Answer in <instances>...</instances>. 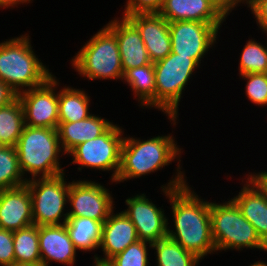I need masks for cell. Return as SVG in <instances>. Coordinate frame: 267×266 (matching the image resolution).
Here are the masks:
<instances>
[{"label": "cell", "instance_id": "obj_13", "mask_svg": "<svg viewBox=\"0 0 267 266\" xmlns=\"http://www.w3.org/2000/svg\"><path fill=\"white\" fill-rule=\"evenodd\" d=\"M145 193H138L125 200V215L134 224L139 240L154 243L167 237L169 217L164 208L158 207Z\"/></svg>", "mask_w": 267, "mask_h": 266}, {"label": "cell", "instance_id": "obj_12", "mask_svg": "<svg viewBox=\"0 0 267 266\" xmlns=\"http://www.w3.org/2000/svg\"><path fill=\"white\" fill-rule=\"evenodd\" d=\"M58 79L51 76L44 84L18 94L26 126L57 129Z\"/></svg>", "mask_w": 267, "mask_h": 266}, {"label": "cell", "instance_id": "obj_10", "mask_svg": "<svg viewBox=\"0 0 267 266\" xmlns=\"http://www.w3.org/2000/svg\"><path fill=\"white\" fill-rule=\"evenodd\" d=\"M220 31L210 23L190 20L169 22L171 52L190 57L201 66L202 59L211 48L216 47Z\"/></svg>", "mask_w": 267, "mask_h": 266}, {"label": "cell", "instance_id": "obj_23", "mask_svg": "<svg viewBox=\"0 0 267 266\" xmlns=\"http://www.w3.org/2000/svg\"><path fill=\"white\" fill-rule=\"evenodd\" d=\"M122 82L130 87L135 100L138 101V106L142 109L155 108L154 62L126 70Z\"/></svg>", "mask_w": 267, "mask_h": 266}, {"label": "cell", "instance_id": "obj_21", "mask_svg": "<svg viewBox=\"0 0 267 266\" xmlns=\"http://www.w3.org/2000/svg\"><path fill=\"white\" fill-rule=\"evenodd\" d=\"M111 121L92 114L76 122H59L57 132L63 152L68 155L77 145L100 136L114 123Z\"/></svg>", "mask_w": 267, "mask_h": 266}, {"label": "cell", "instance_id": "obj_3", "mask_svg": "<svg viewBox=\"0 0 267 266\" xmlns=\"http://www.w3.org/2000/svg\"><path fill=\"white\" fill-rule=\"evenodd\" d=\"M28 33L0 42V81L17 95L44 84L54 74L38 58Z\"/></svg>", "mask_w": 267, "mask_h": 266}, {"label": "cell", "instance_id": "obj_35", "mask_svg": "<svg viewBox=\"0 0 267 266\" xmlns=\"http://www.w3.org/2000/svg\"><path fill=\"white\" fill-rule=\"evenodd\" d=\"M216 7L226 16L228 17L232 10H236L237 7L247 5V8L250 6V0H211ZM242 3V4H241ZM241 4V5H240Z\"/></svg>", "mask_w": 267, "mask_h": 266}, {"label": "cell", "instance_id": "obj_36", "mask_svg": "<svg viewBox=\"0 0 267 266\" xmlns=\"http://www.w3.org/2000/svg\"><path fill=\"white\" fill-rule=\"evenodd\" d=\"M16 97L17 94L8 85L0 81V107L9 104Z\"/></svg>", "mask_w": 267, "mask_h": 266}, {"label": "cell", "instance_id": "obj_31", "mask_svg": "<svg viewBox=\"0 0 267 266\" xmlns=\"http://www.w3.org/2000/svg\"><path fill=\"white\" fill-rule=\"evenodd\" d=\"M239 77L246 82L244 93L248 101L256 104V107H267V73H248Z\"/></svg>", "mask_w": 267, "mask_h": 266}, {"label": "cell", "instance_id": "obj_37", "mask_svg": "<svg viewBox=\"0 0 267 266\" xmlns=\"http://www.w3.org/2000/svg\"><path fill=\"white\" fill-rule=\"evenodd\" d=\"M33 0H0V9H14L19 8V5H25L29 3H33Z\"/></svg>", "mask_w": 267, "mask_h": 266}, {"label": "cell", "instance_id": "obj_15", "mask_svg": "<svg viewBox=\"0 0 267 266\" xmlns=\"http://www.w3.org/2000/svg\"><path fill=\"white\" fill-rule=\"evenodd\" d=\"M110 213L102 224L101 242L98 249L102 255L94 254V260L108 262L124 251L130 244L139 240L136 228L123 211Z\"/></svg>", "mask_w": 267, "mask_h": 266}, {"label": "cell", "instance_id": "obj_29", "mask_svg": "<svg viewBox=\"0 0 267 266\" xmlns=\"http://www.w3.org/2000/svg\"><path fill=\"white\" fill-rule=\"evenodd\" d=\"M267 38V35H266ZM267 39L265 45L252 38L246 44L239 55V75L248 73H267Z\"/></svg>", "mask_w": 267, "mask_h": 266}, {"label": "cell", "instance_id": "obj_9", "mask_svg": "<svg viewBox=\"0 0 267 266\" xmlns=\"http://www.w3.org/2000/svg\"><path fill=\"white\" fill-rule=\"evenodd\" d=\"M66 173L53 177L34 178L26 182L32 200L33 224L60 225L68 219L70 181ZM67 206V207H66ZM67 208V209H66Z\"/></svg>", "mask_w": 267, "mask_h": 266}, {"label": "cell", "instance_id": "obj_32", "mask_svg": "<svg viewBox=\"0 0 267 266\" xmlns=\"http://www.w3.org/2000/svg\"><path fill=\"white\" fill-rule=\"evenodd\" d=\"M164 0H126L122 16L136 13H158Z\"/></svg>", "mask_w": 267, "mask_h": 266}, {"label": "cell", "instance_id": "obj_8", "mask_svg": "<svg viewBox=\"0 0 267 266\" xmlns=\"http://www.w3.org/2000/svg\"><path fill=\"white\" fill-rule=\"evenodd\" d=\"M124 128L113 123L103 134L95 139L77 145L67 156L72 157L70 164H77V170L110 171L111 184L115 183L121 164V148ZM80 166V167H79Z\"/></svg>", "mask_w": 267, "mask_h": 266}, {"label": "cell", "instance_id": "obj_34", "mask_svg": "<svg viewBox=\"0 0 267 266\" xmlns=\"http://www.w3.org/2000/svg\"><path fill=\"white\" fill-rule=\"evenodd\" d=\"M249 9L256 21L258 30L267 35V0H250Z\"/></svg>", "mask_w": 267, "mask_h": 266}, {"label": "cell", "instance_id": "obj_7", "mask_svg": "<svg viewBox=\"0 0 267 266\" xmlns=\"http://www.w3.org/2000/svg\"><path fill=\"white\" fill-rule=\"evenodd\" d=\"M70 62L82 79L122 81L124 71L118 42L105 25L81 46Z\"/></svg>", "mask_w": 267, "mask_h": 266}, {"label": "cell", "instance_id": "obj_5", "mask_svg": "<svg viewBox=\"0 0 267 266\" xmlns=\"http://www.w3.org/2000/svg\"><path fill=\"white\" fill-rule=\"evenodd\" d=\"M198 68L201 67L194 59L172 52L154 62L155 109L163 112L172 126L178 124L179 105L183 92Z\"/></svg>", "mask_w": 267, "mask_h": 266}, {"label": "cell", "instance_id": "obj_33", "mask_svg": "<svg viewBox=\"0 0 267 266\" xmlns=\"http://www.w3.org/2000/svg\"><path fill=\"white\" fill-rule=\"evenodd\" d=\"M15 263L13 231L0 228V266Z\"/></svg>", "mask_w": 267, "mask_h": 266}, {"label": "cell", "instance_id": "obj_16", "mask_svg": "<svg viewBox=\"0 0 267 266\" xmlns=\"http://www.w3.org/2000/svg\"><path fill=\"white\" fill-rule=\"evenodd\" d=\"M241 179V190L231 199L267 245V192L250 174Z\"/></svg>", "mask_w": 267, "mask_h": 266}, {"label": "cell", "instance_id": "obj_4", "mask_svg": "<svg viewBox=\"0 0 267 266\" xmlns=\"http://www.w3.org/2000/svg\"><path fill=\"white\" fill-rule=\"evenodd\" d=\"M15 148L27 181L67 172L60 164V157L66 155L61 148L57 129L25 125Z\"/></svg>", "mask_w": 267, "mask_h": 266}, {"label": "cell", "instance_id": "obj_41", "mask_svg": "<svg viewBox=\"0 0 267 266\" xmlns=\"http://www.w3.org/2000/svg\"><path fill=\"white\" fill-rule=\"evenodd\" d=\"M11 266H44L42 263H38V264H18V263H14Z\"/></svg>", "mask_w": 267, "mask_h": 266}, {"label": "cell", "instance_id": "obj_39", "mask_svg": "<svg viewBox=\"0 0 267 266\" xmlns=\"http://www.w3.org/2000/svg\"><path fill=\"white\" fill-rule=\"evenodd\" d=\"M92 266H111L108 262H100L93 259Z\"/></svg>", "mask_w": 267, "mask_h": 266}, {"label": "cell", "instance_id": "obj_11", "mask_svg": "<svg viewBox=\"0 0 267 266\" xmlns=\"http://www.w3.org/2000/svg\"><path fill=\"white\" fill-rule=\"evenodd\" d=\"M112 191L87 179L72 180L68 193V217H86L103 222L116 209Z\"/></svg>", "mask_w": 267, "mask_h": 266}, {"label": "cell", "instance_id": "obj_24", "mask_svg": "<svg viewBox=\"0 0 267 266\" xmlns=\"http://www.w3.org/2000/svg\"><path fill=\"white\" fill-rule=\"evenodd\" d=\"M70 239L78 251L95 252L99 250L102 223L92 218L68 217L64 223Z\"/></svg>", "mask_w": 267, "mask_h": 266}, {"label": "cell", "instance_id": "obj_28", "mask_svg": "<svg viewBox=\"0 0 267 266\" xmlns=\"http://www.w3.org/2000/svg\"><path fill=\"white\" fill-rule=\"evenodd\" d=\"M25 179L13 146H0V191L25 185Z\"/></svg>", "mask_w": 267, "mask_h": 266}, {"label": "cell", "instance_id": "obj_38", "mask_svg": "<svg viewBox=\"0 0 267 266\" xmlns=\"http://www.w3.org/2000/svg\"><path fill=\"white\" fill-rule=\"evenodd\" d=\"M249 174L261 185V187L267 192V172H249Z\"/></svg>", "mask_w": 267, "mask_h": 266}, {"label": "cell", "instance_id": "obj_30", "mask_svg": "<svg viewBox=\"0 0 267 266\" xmlns=\"http://www.w3.org/2000/svg\"><path fill=\"white\" fill-rule=\"evenodd\" d=\"M151 248L152 243L138 240L111 258L108 263L111 266H150L148 252Z\"/></svg>", "mask_w": 267, "mask_h": 266}, {"label": "cell", "instance_id": "obj_20", "mask_svg": "<svg viewBox=\"0 0 267 266\" xmlns=\"http://www.w3.org/2000/svg\"><path fill=\"white\" fill-rule=\"evenodd\" d=\"M33 224L30 190L25 184L0 191V228L17 231Z\"/></svg>", "mask_w": 267, "mask_h": 266}, {"label": "cell", "instance_id": "obj_27", "mask_svg": "<svg viewBox=\"0 0 267 266\" xmlns=\"http://www.w3.org/2000/svg\"><path fill=\"white\" fill-rule=\"evenodd\" d=\"M13 245L15 263L38 264L42 263L39 249L38 226L32 224L25 228L13 231Z\"/></svg>", "mask_w": 267, "mask_h": 266}, {"label": "cell", "instance_id": "obj_19", "mask_svg": "<svg viewBox=\"0 0 267 266\" xmlns=\"http://www.w3.org/2000/svg\"><path fill=\"white\" fill-rule=\"evenodd\" d=\"M158 13L168 22L198 21L213 24L219 30L227 19L211 0H164Z\"/></svg>", "mask_w": 267, "mask_h": 266}, {"label": "cell", "instance_id": "obj_1", "mask_svg": "<svg viewBox=\"0 0 267 266\" xmlns=\"http://www.w3.org/2000/svg\"><path fill=\"white\" fill-rule=\"evenodd\" d=\"M176 166V173L167 180L168 184L160 186L171 206V220L174 222L172 228L168 222L167 236L203 260L208 254H216L211 233L210 202L199 197L188 184L182 165Z\"/></svg>", "mask_w": 267, "mask_h": 266}, {"label": "cell", "instance_id": "obj_26", "mask_svg": "<svg viewBox=\"0 0 267 266\" xmlns=\"http://www.w3.org/2000/svg\"><path fill=\"white\" fill-rule=\"evenodd\" d=\"M24 126L23 106L17 96L9 104L0 107V144L15 147Z\"/></svg>", "mask_w": 267, "mask_h": 266}, {"label": "cell", "instance_id": "obj_18", "mask_svg": "<svg viewBox=\"0 0 267 266\" xmlns=\"http://www.w3.org/2000/svg\"><path fill=\"white\" fill-rule=\"evenodd\" d=\"M38 238L44 266H50L52 262L74 266L78 250L72 243L65 224L38 226Z\"/></svg>", "mask_w": 267, "mask_h": 266}, {"label": "cell", "instance_id": "obj_22", "mask_svg": "<svg viewBox=\"0 0 267 266\" xmlns=\"http://www.w3.org/2000/svg\"><path fill=\"white\" fill-rule=\"evenodd\" d=\"M58 79V114L59 122H76L92 115L90 95L82 88L62 87ZM61 87V88H60ZM84 90V91H83Z\"/></svg>", "mask_w": 267, "mask_h": 266}, {"label": "cell", "instance_id": "obj_25", "mask_svg": "<svg viewBox=\"0 0 267 266\" xmlns=\"http://www.w3.org/2000/svg\"><path fill=\"white\" fill-rule=\"evenodd\" d=\"M156 266H198L201 259L168 236L152 243ZM156 250V251H155Z\"/></svg>", "mask_w": 267, "mask_h": 266}, {"label": "cell", "instance_id": "obj_2", "mask_svg": "<svg viewBox=\"0 0 267 266\" xmlns=\"http://www.w3.org/2000/svg\"><path fill=\"white\" fill-rule=\"evenodd\" d=\"M171 133L168 135H158L147 140L127 136L124 137L121 148V164L115 183L120 184L131 179L142 178L145 175L152 174L163 167L177 161L181 163V149L177 140Z\"/></svg>", "mask_w": 267, "mask_h": 266}, {"label": "cell", "instance_id": "obj_17", "mask_svg": "<svg viewBox=\"0 0 267 266\" xmlns=\"http://www.w3.org/2000/svg\"><path fill=\"white\" fill-rule=\"evenodd\" d=\"M126 17L139 30L152 62L161 60L171 53L169 22L159 13H136Z\"/></svg>", "mask_w": 267, "mask_h": 266}, {"label": "cell", "instance_id": "obj_14", "mask_svg": "<svg viewBox=\"0 0 267 266\" xmlns=\"http://www.w3.org/2000/svg\"><path fill=\"white\" fill-rule=\"evenodd\" d=\"M105 26L116 36L124 72L152 63L139 30L127 17L117 16Z\"/></svg>", "mask_w": 267, "mask_h": 266}, {"label": "cell", "instance_id": "obj_6", "mask_svg": "<svg viewBox=\"0 0 267 266\" xmlns=\"http://www.w3.org/2000/svg\"><path fill=\"white\" fill-rule=\"evenodd\" d=\"M224 201L210 202L211 233L216 254L230 249L242 251L245 248L267 252V245L254 226L241 214L235 202L231 198Z\"/></svg>", "mask_w": 267, "mask_h": 266}, {"label": "cell", "instance_id": "obj_40", "mask_svg": "<svg viewBox=\"0 0 267 266\" xmlns=\"http://www.w3.org/2000/svg\"><path fill=\"white\" fill-rule=\"evenodd\" d=\"M249 266H267V262L266 261H261V259L259 261H256L254 263H250Z\"/></svg>", "mask_w": 267, "mask_h": 266}]
</instances>
